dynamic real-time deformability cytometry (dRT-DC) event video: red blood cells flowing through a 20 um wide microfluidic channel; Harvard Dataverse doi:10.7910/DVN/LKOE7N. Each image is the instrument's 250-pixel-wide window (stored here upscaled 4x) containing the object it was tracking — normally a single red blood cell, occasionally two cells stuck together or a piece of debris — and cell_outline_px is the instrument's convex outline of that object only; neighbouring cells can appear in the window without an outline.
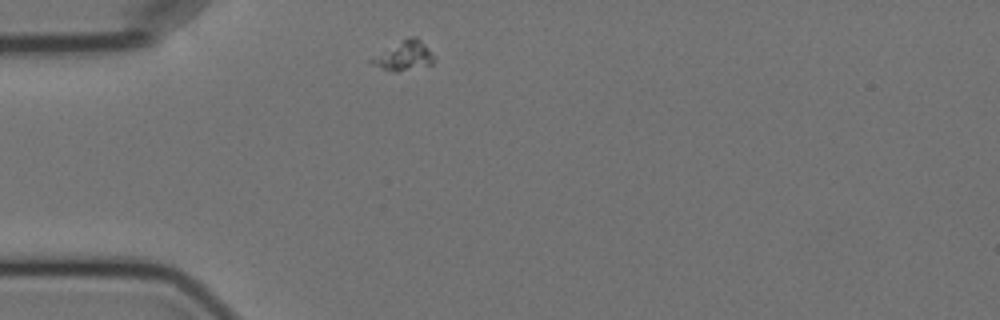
{"species": "Egyptian fruit bat (a non-hibernating species)", "species_latin": "Rousettus aegyptiacus", "temperature_condition": "cold", "stored_images_in_passage": 1, "camera_frame_rate_fps": 3000, "um_per_image_px": 0.085, "animal": {"sex": "female"}, "frame": {"image": 1, "passage_image": 1, "time_ms": 0.0, "image_size_px": [1000, 320], "cell_outline_px": [[436, 56], [432, 64], [396, 72], [372, 64], [368, 60], [408, 36], [416, 36]], "centroid_in_image_um": [34.39, 4.73], "position_along_channel_um": 50.6, "area_um2": 10.4}}